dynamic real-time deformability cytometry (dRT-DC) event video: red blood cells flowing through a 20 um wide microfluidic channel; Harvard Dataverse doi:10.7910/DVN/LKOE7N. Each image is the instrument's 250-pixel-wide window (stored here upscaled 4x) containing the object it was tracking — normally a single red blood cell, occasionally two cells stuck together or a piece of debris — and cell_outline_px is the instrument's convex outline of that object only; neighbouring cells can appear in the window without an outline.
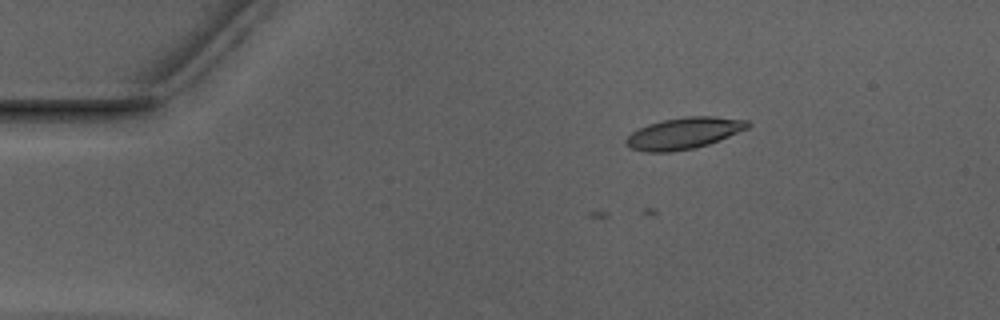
{"species": "Egyptian fruit bat (a non-hibernating species)", "species_latin": "Rousettus aegyptiacus", "temperature_condition": "warm", "stored_images_in_passage": 4, "camera_frame_rate_fps": 3000, "um_per_image_px": 0.085, "animal": {"sex": "male"}, "frame": {"image": 1, "passage_image": 1, "time_ms": 0.0, "image_size_px": [1000, 320], "cell_outline_px": [[752, 124], [748, 128], [708, 144], [696, 148], [668, 152], [644, 152], [632, 148], [624, 144], [624, 140], [632, 132], [648, 124], [664, 120], [688, 116], [716, 116], [748, 120]], "centroid_in_image_um": [58.13, 11.32], "position_along_channel_um": 26.9, "area_um2": 22.25}}